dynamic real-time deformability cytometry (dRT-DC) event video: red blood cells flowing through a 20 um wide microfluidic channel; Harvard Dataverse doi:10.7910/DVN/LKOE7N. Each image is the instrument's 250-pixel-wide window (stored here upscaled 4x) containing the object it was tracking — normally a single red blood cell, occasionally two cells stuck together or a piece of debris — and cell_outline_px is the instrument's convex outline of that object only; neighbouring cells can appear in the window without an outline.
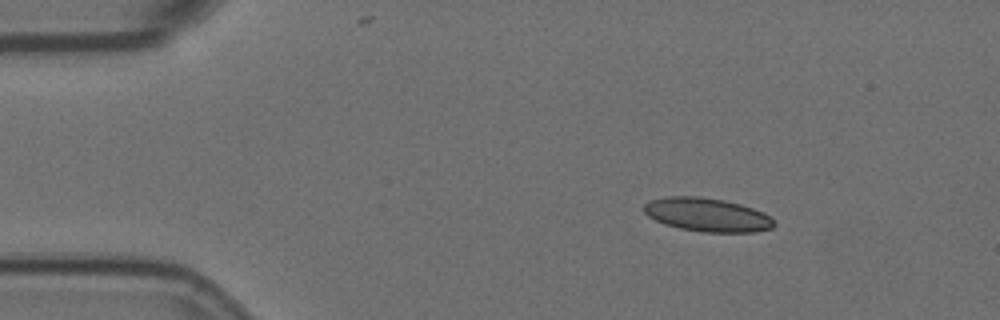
{"species": "Egyptian fruit bat (a non-hibernating species)", "species_latin": "Rousettus aegyptiacus", "temperature_condition": "room temperature", "stored_images_in_passage": 13, "camera_frame_rate_fps": 3000, "um_per_image_px": 0.085, "animal": {"sex": "female"}, "frame": {"image": 1, "passage_image": 2, "time_ms": 0.333, "image_size_px": [1000, 320], "cell_outline_px": [[776, 224], [772, 228], [752, 232], [704, 232], [680, 228], [664, 224], [648, 216], [644, 212], [644, 204], [652, 200], [664, 196], [700, 196], [724, 200], [740, 204], [764, 212], [772, 216], [776, 220]], "centroid_in_image_um": [60.15, 18.25], "position_along_channel_um": 24.9, "area_um2": 25.61}}
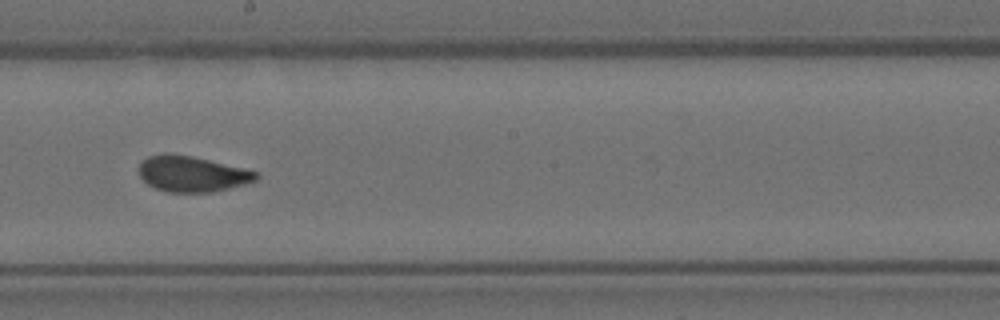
{"frame": {"image": 2, "passage_image": 8, "time_ms": 2.333, "image_size_px": [1000, 320], "cell_outline_px": [[260, 176], [256, 180], [244, 184], [212, 192], [168, 192], [156, 188], [148, 184], [140, 176], [140, 164], [148, 156], [164, 152], [168, 152], [192, 156], [244, 168], [260, 172]], "centroid_in_image_um": [16.34, 14.77], "position_along_channel_um": 231.9, "area_um2": 24.39}}
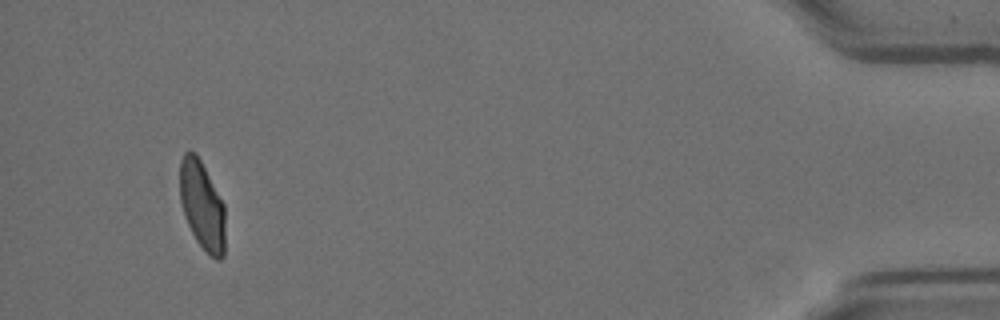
{"frame": {"image": 3, "passage_image": 13, "time_ms": 4.0, "image_size_px": [1000, 320], "cell_outline_px": [[224, 256], [220, 260], [216, 260], [196, 240], [184, 216], [180, 200], [180, 160], [184, 152], [196, 152], [224, 204]], "centroid_in_image_um": [17.17, 17.44], "position_along_channel_um": 418.0, "area_um2": 23.18}}